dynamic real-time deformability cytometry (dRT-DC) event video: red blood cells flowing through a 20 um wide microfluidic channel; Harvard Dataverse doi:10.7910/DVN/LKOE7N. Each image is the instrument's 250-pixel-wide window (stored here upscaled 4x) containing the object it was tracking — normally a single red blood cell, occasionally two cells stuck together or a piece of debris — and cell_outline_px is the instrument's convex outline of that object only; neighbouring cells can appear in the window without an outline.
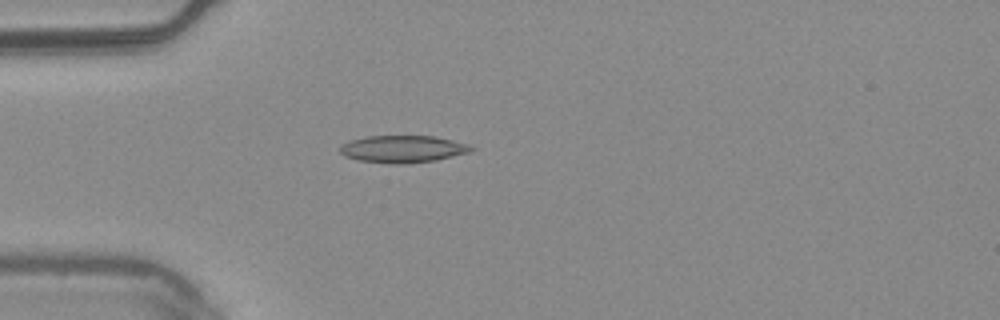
{"species": "common noctule bat (a hibernating species)", "species_latin": "Nyctalus noctula", "temperature_condition": "warm", "stored_images_in_passage": 2, "camera_frame_rate_fps": 3000, "um_per_image_px": 0.085, "animal": {"sex": "male", "body_mass_g": 20.4}, "frame": {"image": 1, "passage_image": 1, "time_ms": 0.0, "image_size_px": [1000, 320], "cell_outline_px": [[476, 148], [472, 152], [436, 160], [404, 164], [392, 164], [356, 160], [344, 156], [340, 152], [340, 144], [348, 140], [364, 136], [436, 136], [468, 144]], "centroid_in_image_um": [34.22, 12.66], "position_along_channel_um": 50.8, "area_um2": 21.15}}